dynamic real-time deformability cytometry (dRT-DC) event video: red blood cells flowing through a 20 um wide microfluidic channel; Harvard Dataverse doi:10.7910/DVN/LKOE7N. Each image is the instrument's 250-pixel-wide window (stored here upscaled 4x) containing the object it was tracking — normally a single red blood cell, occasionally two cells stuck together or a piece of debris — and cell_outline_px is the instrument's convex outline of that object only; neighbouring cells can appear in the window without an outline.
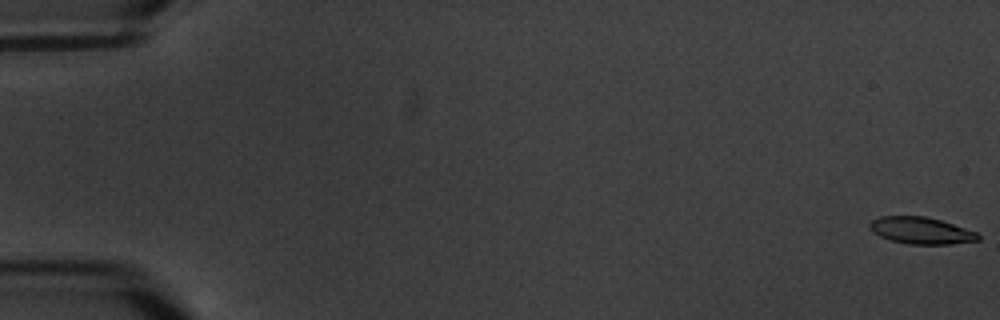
{"species": "common noctule bat (a hibernating species)", "species_latin": "Nyctalus noctula", "temperature_condition": "warm", "stored_images_in_passage": 9, "camera_frame_rate_fps": 3000, "um_per_image_px": 0.085, "animal": {"sex": "male", "body_mass_g": 20.1, "forearm_length_mm": 53.5}, "frame": {"image": 1, "passage_image": 1, "time_ms": 0.0, "image_size_px": [1000, 320], "cell_outline_px": [[980, 240], [948, 244], [908, 244], [892, 240], [880, 236], [872, 232], [868, 228], [868, 224], [872, 220], [880, 216], [928, 216], [976, 232], [980, 236]], "centroid_in_image_um": [78.25, 19.59], "position_along_channel_um": 6.8, "area_um2": 16.88}}
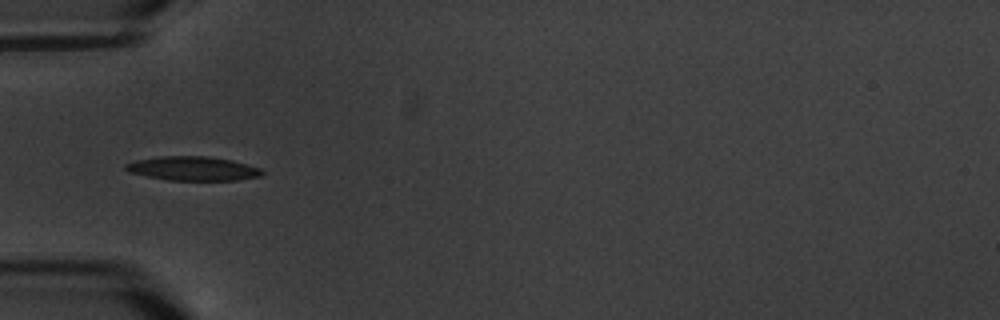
{"frame": {"image": 2, "passage_image": 6, "time_ms": 6.667, "image_size_px": [1000, 320], "cell_outline_px": [[264, 172], [260, 176], [236, 180], [168, 180], [128, 172], [124, 168], [124, 164], [136, 160], [156, 156], [208, 156], [232, 160], [260, 168]], "centroid_in_image_um": [16.36, 14.31], "position_along_channel_um": 68.6, "area_um2": 19.13}}
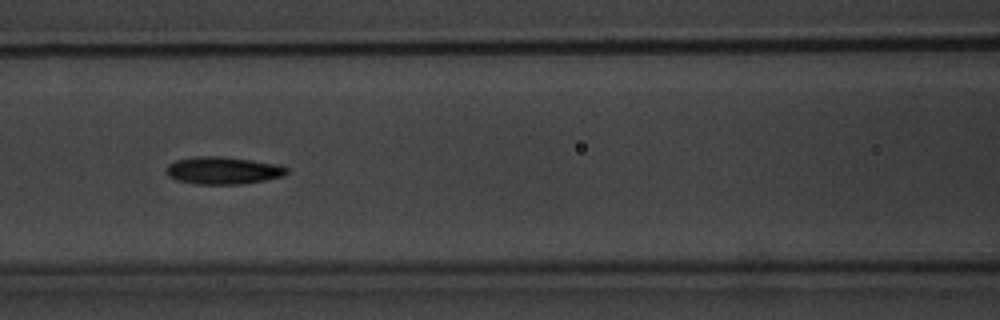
{"frame": {"image": 3, "passage_image": 8, "time_ms": 9.0, "image_size_px": [1000, 320], "cell_outline_px": [[288, 172], [284, 176], [244, 184], [196, 184], [176, 180], [168, 176], [168, 164], [176, 160], [196, 156], [224, 156], [252, 160], [276, 164], [288, 168]], "centroid_in_image_um": [18.97, 14.49], "position_along_channel_um": 147.6, "area_um2": 19.25}}